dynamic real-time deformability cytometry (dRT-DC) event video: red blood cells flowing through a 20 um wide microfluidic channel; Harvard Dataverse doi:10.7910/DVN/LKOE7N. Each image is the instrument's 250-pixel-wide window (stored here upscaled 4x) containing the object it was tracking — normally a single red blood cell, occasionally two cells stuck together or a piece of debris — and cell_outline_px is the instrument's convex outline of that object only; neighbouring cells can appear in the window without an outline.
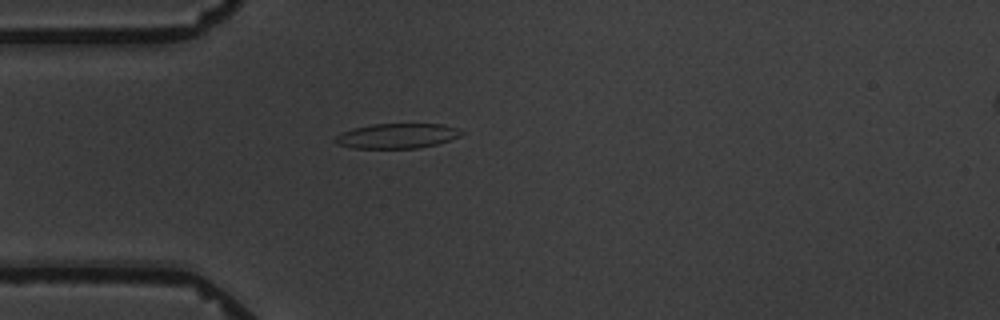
{"species": "common noctule bat (a hibernating species)", "species_latin": "Nyctalus noctula", "temperature_condition": "warm", "stored_images_in_passage": 1, "camera_frame_rate_fps": 3000, "um_per_image_px": 0.085, "animal": {"sex": "male", "body_mass_g": 19.5, "forearm_length_mm": 54.6}, "frame": {"image": 1, "passage_image": 1, "time_ms": 0.0, "image_size_px": [1000, 320], "cell_outline_px": [[464, 132], [460, 136], [436, 144], [416, 148], [352, 148], [336, 144], [332, 140], [340, 132], [352, 128], [372, 124], [444, 124], [456, 128]], "centroid_in_image_um": [33.68, 11.55], "position_along_channel_um": 51.3, "area_um2": 18.38}}